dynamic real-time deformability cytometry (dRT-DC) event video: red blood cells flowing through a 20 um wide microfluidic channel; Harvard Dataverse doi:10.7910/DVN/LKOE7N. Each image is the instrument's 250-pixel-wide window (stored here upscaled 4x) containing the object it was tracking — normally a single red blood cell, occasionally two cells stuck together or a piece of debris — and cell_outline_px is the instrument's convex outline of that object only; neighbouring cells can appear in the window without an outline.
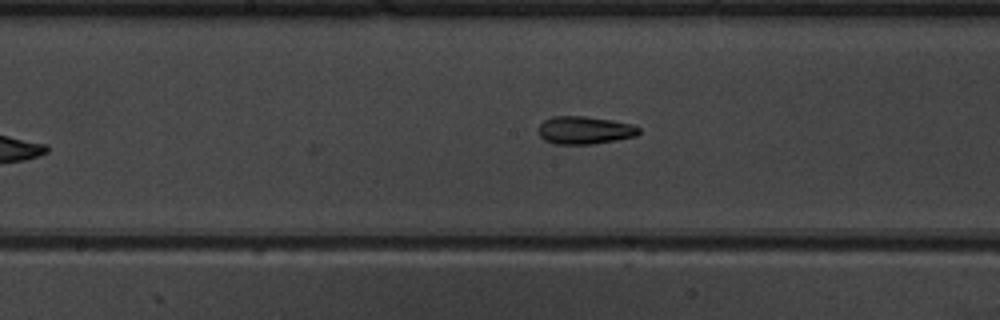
{"species": "common noctule bat (a hibernating species)", "species_latin": "Nyctalus noctula", "temperature_condition": "warm", "stored_images_in_passage": 9, "camera_frame_rate_fps": 3000, "um_per_image_px": 0.085, "animal": {"sex": "male", "body_mass_g": 19.5, "forearm_length_mm": 54.6}, "frame": {"image": 1, "passage_image": 9, "time_ms": 10.0, "image_size_px": [1000, 320], "cell_outline_px": [[640, 132], [636, 136], [616, 140], [592, 144], [556, 144], [544, 140], [540, 136], [540, 124], [544, 120], [552, 116], [584, 116], [612, 120], [632, 124], [640, 128]], "centroid_in_image_um": [49.71, 11.06], "position_along_channel_um": 198.5, "area_um2": 16.24}}